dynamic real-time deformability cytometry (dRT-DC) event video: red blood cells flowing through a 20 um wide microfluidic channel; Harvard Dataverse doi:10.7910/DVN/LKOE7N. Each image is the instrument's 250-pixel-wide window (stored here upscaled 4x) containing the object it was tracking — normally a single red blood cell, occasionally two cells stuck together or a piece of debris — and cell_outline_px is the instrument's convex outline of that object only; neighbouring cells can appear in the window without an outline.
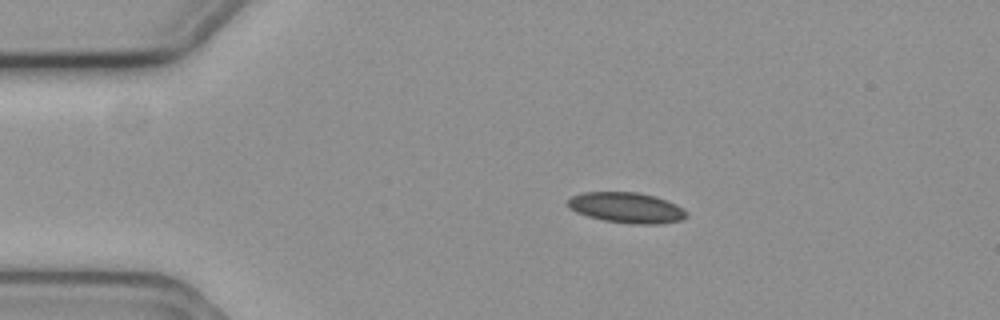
{"species": "common noctule bat (a hibernating species)", "species_latin": "Nyctalus noctula", "temperature_condition": "cold", "stored_images_in_passage": 9, "camera_frame_rate_fps": 3000, "um_per_image_px": 0.085, "animal": {"sex": "female", "body_mass_g": 19.3, "forearm_length_mm": 54.1}, "frame": {"image": 1, "passage_image": 2, "time_ms": 0.333, "image_size_px": [1000, 320], "cell_outline_px": [[688, 216], [680, 220], [664, 224], [632, 224], [604, 220], [588, 216], [576, 212], [568, 208], [568, 200], [572, 196], [584, 192], [636, 192], [656, 196], [676, 204], [688, 212]], "centroid_in_image_um": [53.28, 17.66], "position_along_channel_um": 31.7, "area_um2": 21.21}}
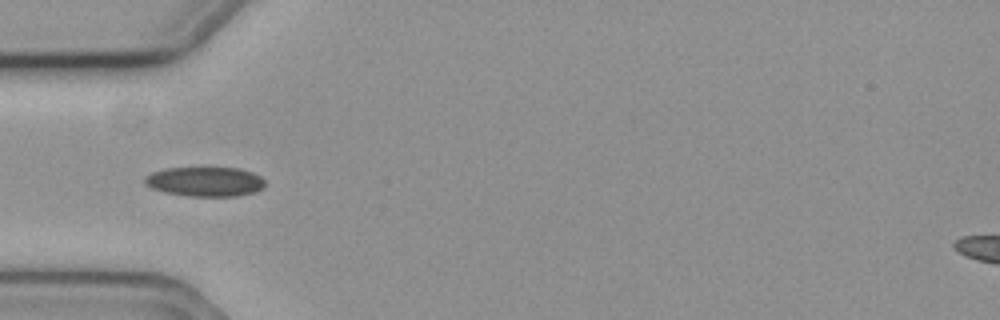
{"frame": {"image": 2, "passage_image": 4, "time_ms": 1.0, "image_size_px": [1000, 320], "cell_outline_px": [[264, 188], [256, 192], [236, 196], [188, 196], [164, 192], [152, 188], [144, 184], [144, 176], [152, 172], [168, 168], [240, 168], [252, 172], [260, 176], [264, 180]], "centroid_in_image_um": [17.43, 15.44], "position_along_channel_um": 67.6, "area_um2": 20.81}}
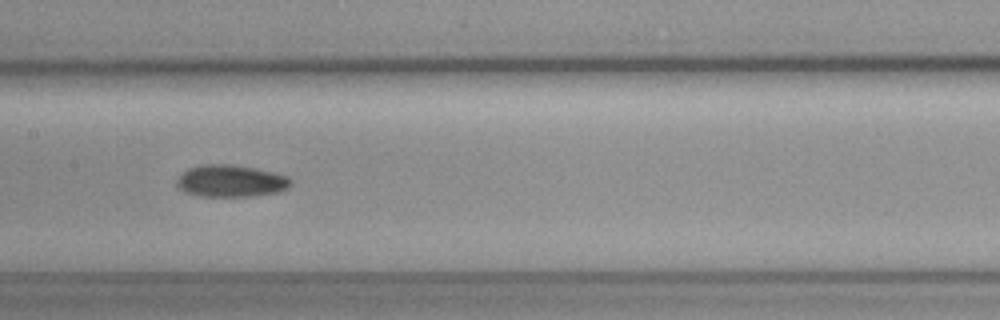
{"frame": {"image": 3, "passage_image": 7, "time_ms": 2.0, "image_size_px": [1000, 320], "cell_outline_px": [[292, 184], [288, 188], [280, 192], [252, 196], [200, 196], [184, 192], [176, 188], [176, 180], [188, 168], [200, 164], [232, 164], [272, 172], [288, 176], [292, 180]], "centroid_in_image_um": [19.61, 15.39], "position_along_channel_um": 187.8, "area_um2": 21.44}}